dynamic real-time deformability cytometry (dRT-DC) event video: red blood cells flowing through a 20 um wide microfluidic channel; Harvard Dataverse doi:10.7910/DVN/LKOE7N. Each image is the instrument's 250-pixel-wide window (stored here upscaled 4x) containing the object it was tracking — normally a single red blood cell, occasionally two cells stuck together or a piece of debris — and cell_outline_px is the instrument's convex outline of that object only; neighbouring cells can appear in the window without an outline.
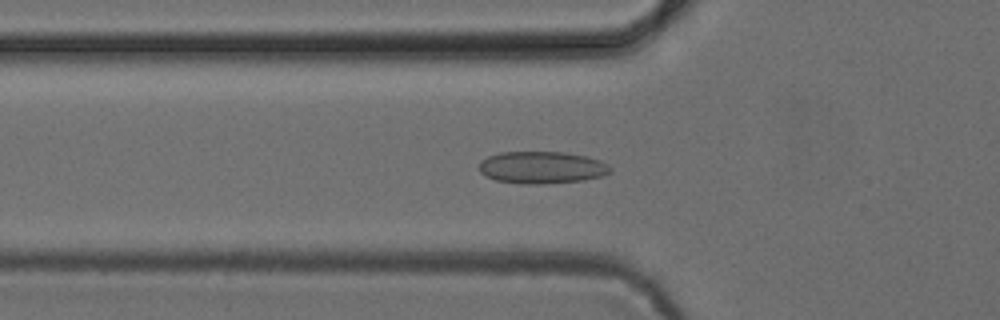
{"species": "common noctule bat (a hibernating species)", "species_latin": "Nyctalus noctula", "temperature_condition": "cold", "stored_images_in_passage": 48, "camera_frame_rate_fps": 3000, "um_per_image_px": 0.085, "animal": {"sex": "female", "body_mass_g": 24.6, "forearm_length_mm": 56.2}, "frame": {"image": 1, "passage_image": 14, "time_ms": 4.333, "image_size_px": [1000, 320], "cell_outline_px": [[612, 172], [604, 176], [584, 180], [540, 184], [524, 184], [496, 180], [484, 176], [480, 172], [480, 160], [488, 156], [500, 152], [564, 152], [588, 156], [600, 160], [608, 164], [612, 168]], "centroid_in_image_um": [46.09, 14.23], "position_along_channel_um": 79.7, "area_um2": 24.85}}
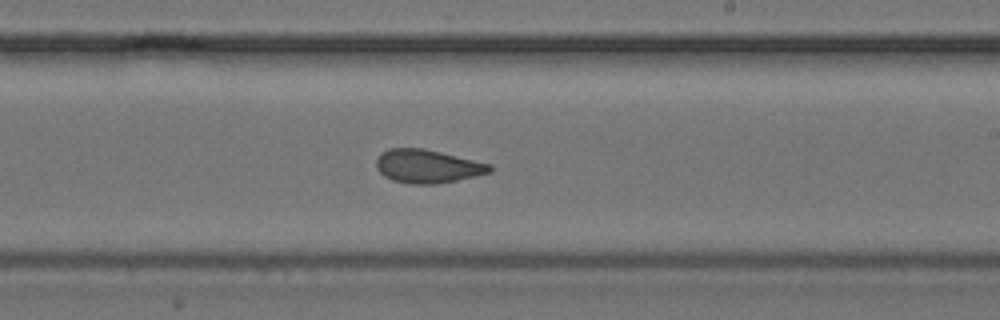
{"frame": {"image": 2, "passage_image": 27, "time_ms": 8.667, "image_size_px": [1000, 320], "cell_outline_px": [[492, 172], [456, 180], [436, 184], [412, 184], [392, 180], [384, 176], [376, 168], [376, 156], [380, 152], [388, 148], [424, 148], [492, 164]], "centroid_in_image_um": [36.31, 14.12], "position_along_channel_um": 252.7, "area_um2": 22.25}}
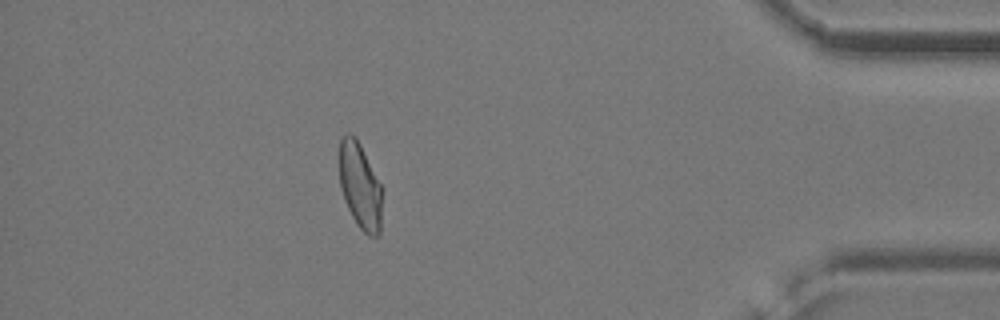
{"frame": {"image": 3, "passage_image": 42, "time_ms": 13.667, "image_size_px": [1000, 320], "cell_outline_px": [[384, 188], [380, 232], [376, 236], [368, 236], [356, 224], [344, 200], [340, 188], [340, 140], [348, 132], [352, 132], [356, 136]], "centroid_in_image_um": [30.65, 15.8], "position_along_channel_um": 404.6, "area_um2": 22.08}}